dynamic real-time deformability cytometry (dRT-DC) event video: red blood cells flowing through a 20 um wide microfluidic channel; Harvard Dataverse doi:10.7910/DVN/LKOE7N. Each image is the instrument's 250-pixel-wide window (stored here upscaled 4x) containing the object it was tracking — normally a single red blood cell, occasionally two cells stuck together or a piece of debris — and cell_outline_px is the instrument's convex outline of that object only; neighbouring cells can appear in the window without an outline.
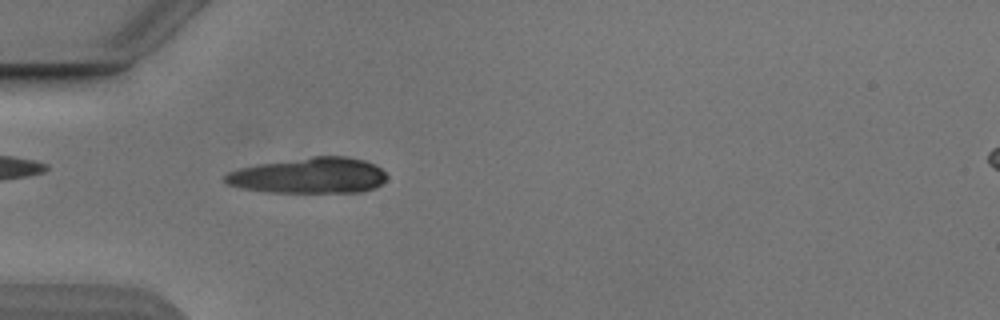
{"species": "Egyptian fruit bat (a non-hibernating species)", "species_latin": "Rousettus aegyptiacus", "temperature_condition": "cold", "stored_images_in_passage": 49, "camera_frame_rate_fps": 3000, "um_per_image_px": 0.085, "animal": {"sex": "male"}, "frame": {"image": 1, "passage_image": 11, "time_ms": 3.333, "image_size_px": [1000, 320], "cell_outline_px": [[388, 176], [380, 184], [372, 188], [360, 192], [268, 192], [244, 188], [228, 184], [224, 180], [224, 176], [228, 172], [240, 168], [260, 164], [312, 156], [348, 156], [364, 160], [376, 164]], "centroid_in_image_um": [26.31, 14.91], "position_along_channel_um": 58.7, "area_um2": 33.47}}
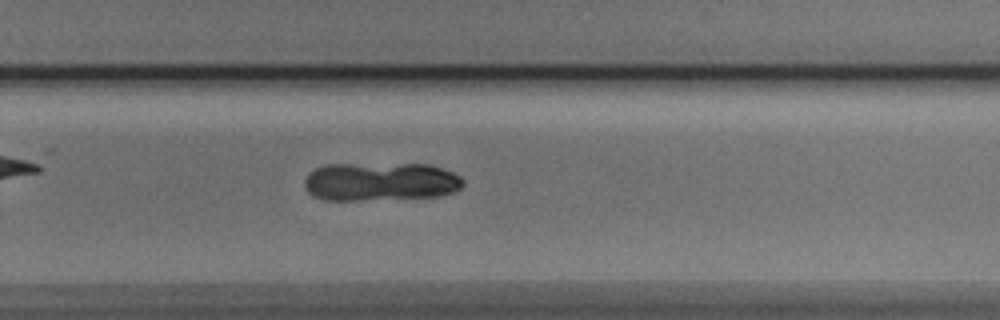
{"frame": {"image": 2, "passage_image": 30, "time_ms": 9.667, "image_size_px": [1000, 320], "cell_outline_px": [[464, 184], [456, 192], [440, 196], [356, 200], [324, 200], [308, 192], [304, 184], [304, 180], [308, 172], [324, 164], [428, 164], [452, 172], [460, 176], [464, 180]], "centroid_in_image_um": [32.34, 15.43], "position_along_channel_um": 297.5, "area_um2": 35.72}}
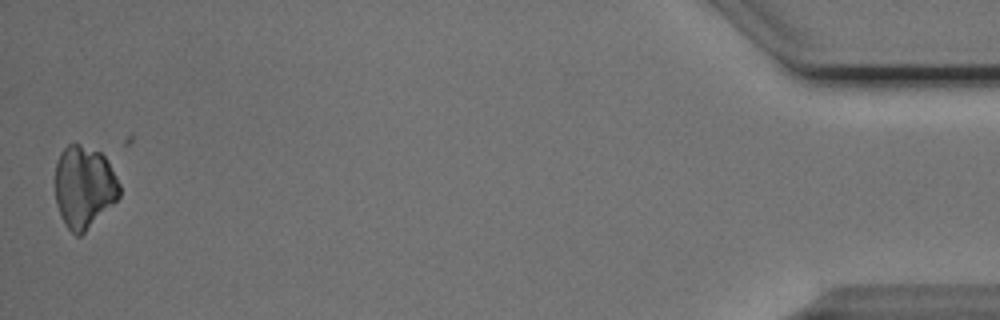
{"frame": {"image": 3, "passage_image": 47, "time_ms": 15.333, "image_size_px": [1000, 320], "cell_outline_px": [[120, 196], [80, 236], [76, 236], [68, 228], [60, 216], [56, 204], [56, 164], [60, 152], [68, 144], [80, 144], [100, 152], [104, 156], [116, 176], [120, 184]], "centroid_in_image_um": [7.13, 15.88], "position_along_channel_um": 428.1, "area_um2": 30.52}}